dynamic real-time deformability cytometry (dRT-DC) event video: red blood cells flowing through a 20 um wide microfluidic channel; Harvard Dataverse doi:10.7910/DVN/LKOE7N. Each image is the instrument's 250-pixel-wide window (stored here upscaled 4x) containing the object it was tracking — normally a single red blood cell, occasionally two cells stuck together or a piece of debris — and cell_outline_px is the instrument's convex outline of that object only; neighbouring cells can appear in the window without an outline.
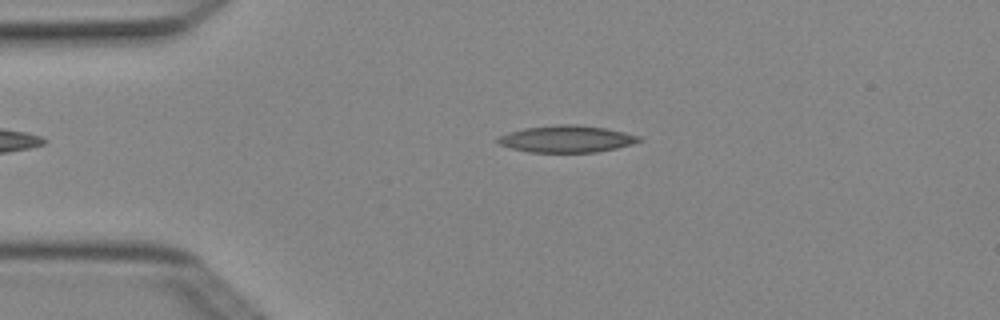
{"species": "Egyptian fruit bat (a non-hibernating species)", "species_latin": "Rousettus aegyptiacus", "temperature_condition": "cold", "stored_images_in_passage": 4, "camera_frame_rate_fps": 3000, "um_per_image_px": 0.085, "animal": {"sex": "female"}, "frame": {"image": 1, "passage_image": 2, "time_ms": 0.333, "image_size_px": [1000, 320], "cell_outline_px": [[644, 140], [632, 144], [616, 148], [596, 152], [528, 152], [512, 148], [500, 144], [496, 140], [500, 136], [508, 132], [524, 128], [556, 124], [576, 124], [604, 128], [624, 132], [640, 136]], "centroid_in_image_um": [48.18, 11.8], "position_along_channel_um": 36.8, "area_um2": 22.08}}
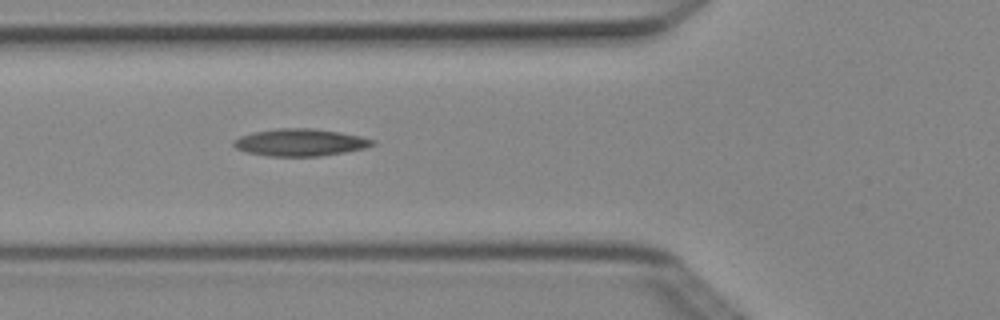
{"frame": {"image": 2, "passage_image": 4, "time_ms": 1.0, "image_size_px": [1000, 320], "cell_outline_px": [[376, 144], [364, 148], [344, 152], [320, 156], [268, 156], [248, 152], [236, 148], [232, 144], [232, 140], [240, 136], [252, 132], [276, 128], [312, 128], [340, 132], [360, 136], [376, 140]], "centroid_in_image_um": [25.51, 12.1], "position_along_channel_um": 100.3, "area_um2": 22.08}}